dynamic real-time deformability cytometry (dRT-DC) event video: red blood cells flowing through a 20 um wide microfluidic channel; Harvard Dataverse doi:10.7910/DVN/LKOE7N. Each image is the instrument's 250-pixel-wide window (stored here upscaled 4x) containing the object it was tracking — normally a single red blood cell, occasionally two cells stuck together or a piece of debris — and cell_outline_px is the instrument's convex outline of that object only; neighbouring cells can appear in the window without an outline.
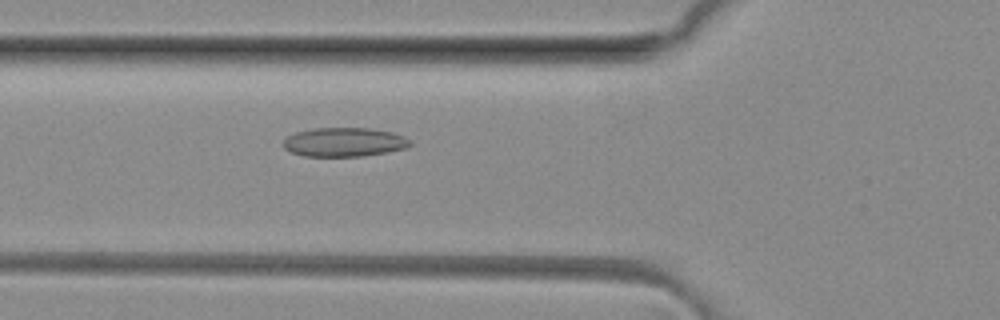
{"species": "common noctule bat (a hibernating species)", "species_latin": "Nyctalus noctula", "temperature_condition": "room temperature", "stored_images_in_passage": 35, "camera_frame_rate_fps": 3000, "um_per_image_px": 0.085, "animal": {"sex": "female", "body_mass_g": 29.2, "forearm_length_mm": 56.3}, "frame": {"image": 1, "passage_image": 3, "time_ms": 0.667, "image_size_px": [1000, 320], "cell_outline_px": [[412, 144], [404, 148], [388, 152], [364, 156], [304, 156], [292, 152], [284, 148], [284, 140], [288, 136], [296, 132], [316, 128], [368, 128], [392, 132], [404, 136], [412, 140]], "centroid_in_image_um": [29.29, 12.08], "position_along_channel_um": 96.5, "area_um2": 21.39}}
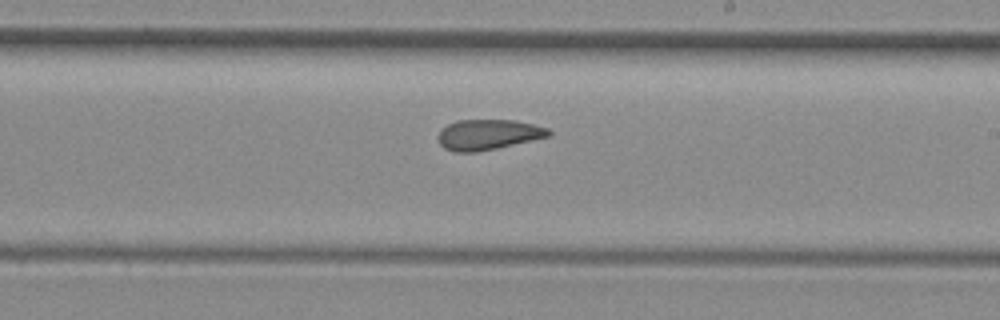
{"frame": {"image": 2, "passage_image": 14, "time_ms": 4.333, "image_size_px": [1000, 320], "cell_outline_px": [[552, 132], [548, 136], [496, 148], [476, 152], [456, 152], [444, 148], [440, 144], [436, 136], [448, 124], [456, 120], [516, 120], [548, 128]], "centroid_in_image_um": [41.46, 11.43], "position_along_channel_um": 247.5, "area_um2": 19.36}}
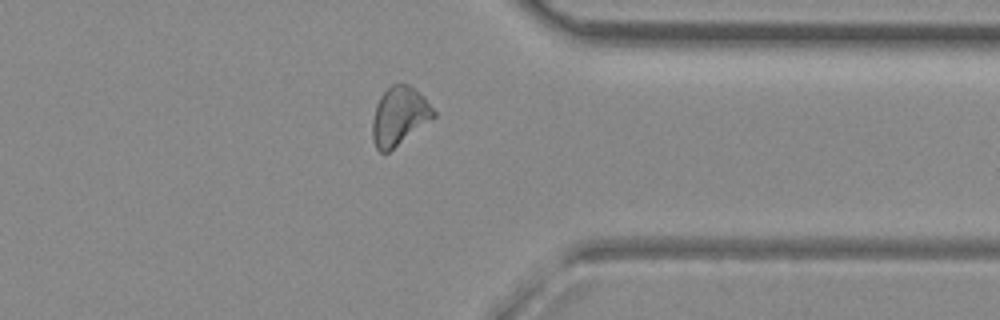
{"frame": {"image": 3, "passage_image": 24, "time_ms": 7.667, "image_size_px": [1000, 320], "cell_outline_px": [[436, 116], [388, 152], [380, 152], [376, 148], [372, 140], [372, 120], [376, 104], [380, 96], [392, 84], [408, 84], [416, 88], [424, 96], [436, 112]], "centroid_in_image_um": [33.93, 9.85], "position_along_channel_um": 377.5, "area_um2": 20.81}, "authors_computed_cell_mechanics": {"area_um2": 20.4034, "velocity_mm_per_s": 4.1151, "shape_relaxation_time_tau1_ms": null, "shape_relaxation_time_tau2_ms": 3.5128, "deformation_change_tau1": null, "deformation_change_tau2": 0.102}}